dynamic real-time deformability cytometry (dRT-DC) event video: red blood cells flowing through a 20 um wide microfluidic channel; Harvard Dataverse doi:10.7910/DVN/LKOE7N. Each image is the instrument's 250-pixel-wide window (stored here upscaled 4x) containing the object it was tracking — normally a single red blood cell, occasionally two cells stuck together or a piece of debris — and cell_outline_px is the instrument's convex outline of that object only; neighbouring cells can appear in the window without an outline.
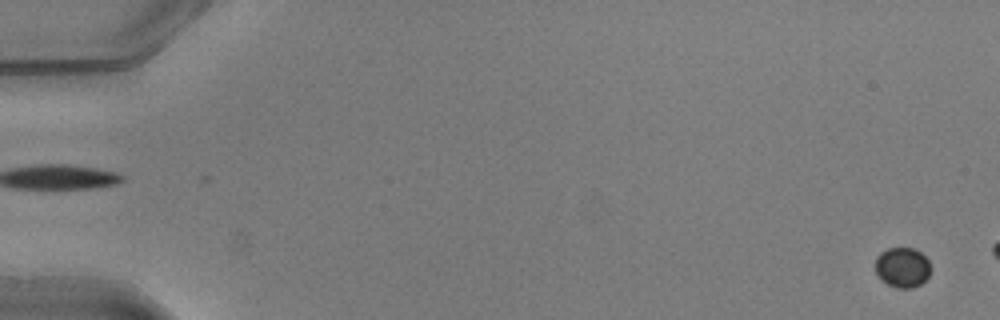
{"species": "common noctule bat (a hibernating species)", "species_latin": "Nyctalus noctula", "temperature_condition": "warm", "stored_images_in_passage": 14, "camera_frame_rate_fps": 3000, "um_per_image_px": 0.085, "animal": {"sex": "male", "body_mass_g": 20.5, "forearm_length_mm": 52.5}, "frame": {"image": 1, "passage_image": 3, "time_ms": 0.667, "image_size_px": [1000, 320], "cell_outline_px": [[932, 268], [928, 276], [920, 284], [912, 288], [896, 288], [880, 280], [876, 272], [876, 256], [880, 252], [888, 248], [916, 248], [928, 260]], "centroid_in_image_um": [76.7, 22.72], "position_along_channel_um": 8.3, "area_um2": 13.06}}